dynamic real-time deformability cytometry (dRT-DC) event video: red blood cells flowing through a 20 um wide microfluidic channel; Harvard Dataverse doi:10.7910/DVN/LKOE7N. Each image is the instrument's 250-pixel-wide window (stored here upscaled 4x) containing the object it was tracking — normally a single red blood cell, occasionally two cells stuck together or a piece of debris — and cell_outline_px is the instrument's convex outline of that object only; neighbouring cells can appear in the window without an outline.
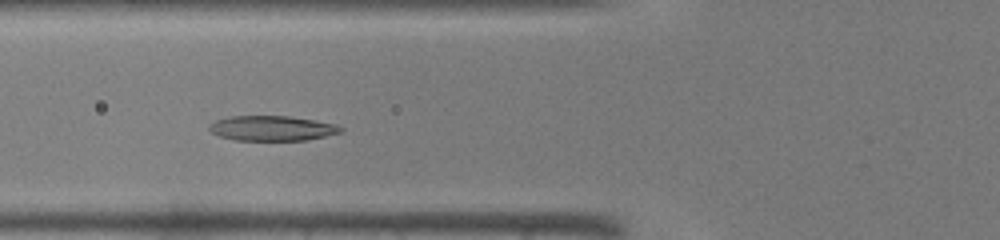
{"species": "common noctule bat (a hibernating species)", "species_latin": "Nyctalus noctula", "temperature_condition": "warm", "stored_images_in_passage": 30, "camera_frame_rate_fps": 3000, "um_per_image_px": 0.085, "animal": {"sex": "male", "body_mass_g": 19.0, "forearm_length_mm": 50.8}, "frame": {"image": 1, "passage_image": 3, "time_ms": 0.667, "image_size_px": [1000, 240], "cell_outline_px": [[344, 132], [308, 140], [232, 140], [220, 136], [212, 132], [208, 128], [208, 124], [216, 120], [228, 116], [288, 116], [316, 120], [336, 124], [344, 128]], "centroid_in_image_um": [23.15, 10.9], "position_along_channel_um": 102.7, "area_um2": 19.36}}
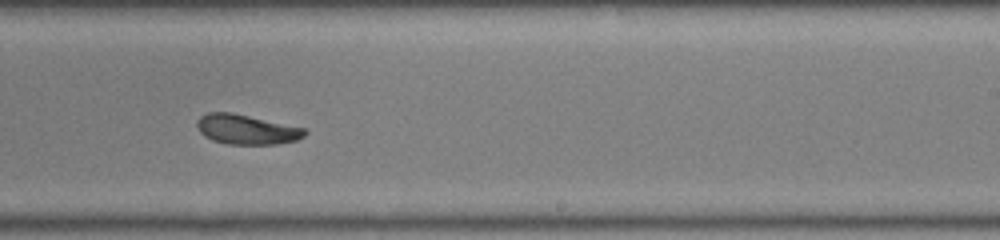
{"frame": {"image": 2, "passage_image": 14, "time_ms": 4.333, "image_size_px": [1000, 240], "cell_outline_px": [[308, 132], [304, 136], [296, 140], [276, 144], [228, 144], [212, 140], [204, 136], [200, 132], [196, 124], [196, 120], [200, 116], [208, 112], [232, 112], [304, 128]], "centroid_in_image_um": [20.92, 11.0], "position_along_channel_um": 268.1, "area_um2": 18.67}}
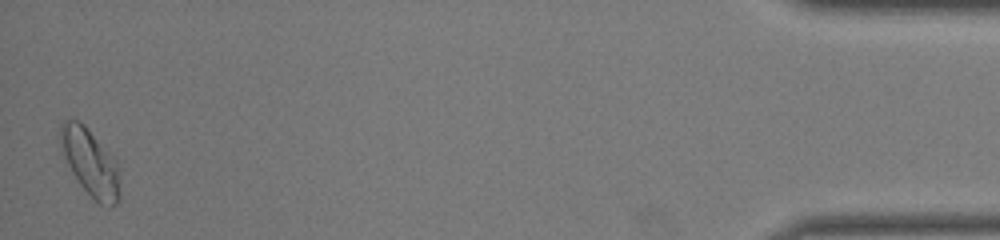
{"frame": {"image": 3, "passage_image": 30, "time_ms": 9.667, "image_size_px": [1000, 240], "cell_outline_px": [[120, 200], [116, 204], [108, 208], [100, 204], [80, 184], [72, 172], [64, 156], [60, 140], [60, 124], [68, 116], [84, 124], [116, 160], [120, 184]], "centroid_in_image_um": [7.68, 13.8], "position_along_channel_um": 427.5, "area_um2": 23.12}}